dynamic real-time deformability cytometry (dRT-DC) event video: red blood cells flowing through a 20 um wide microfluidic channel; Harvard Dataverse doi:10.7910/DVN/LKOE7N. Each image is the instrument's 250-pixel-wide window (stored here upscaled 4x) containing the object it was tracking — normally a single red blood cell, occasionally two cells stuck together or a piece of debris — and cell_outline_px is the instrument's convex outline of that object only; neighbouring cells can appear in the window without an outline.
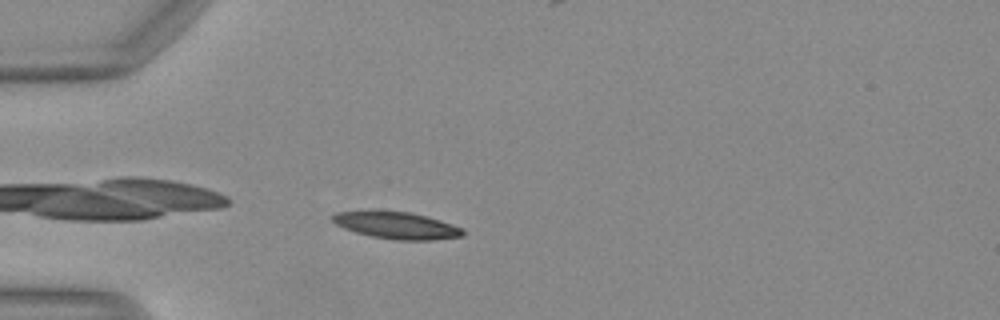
{"species": "Egyptian fruit bat (a non-hibernating species)", "species_latin": "Rousettus aegyptiacus", "temperature_condition": "warm", "stored_images_in_passage": 38, "camera_frame_rate_fps": 3000, "um_per_image_px": 0.085, "animal": {"sex": "female"}, "frame": {"image": 1, "passage_image": 2, "time_ms": 0.333, "image_size_px": [1000, 320], "cell_outline_px": [[464, 236], [432, 240], [396, 240], [372, 236], [356, 232], [344, 228], [336, 224], [332, 220], [332, 216], [336, 212], [412, 212], [428, 216], [464, 228]], "centroid_in_image_um": [33.79, 19.18], "position_along_channel_um": 51.2, "area_um2": 20.11}}
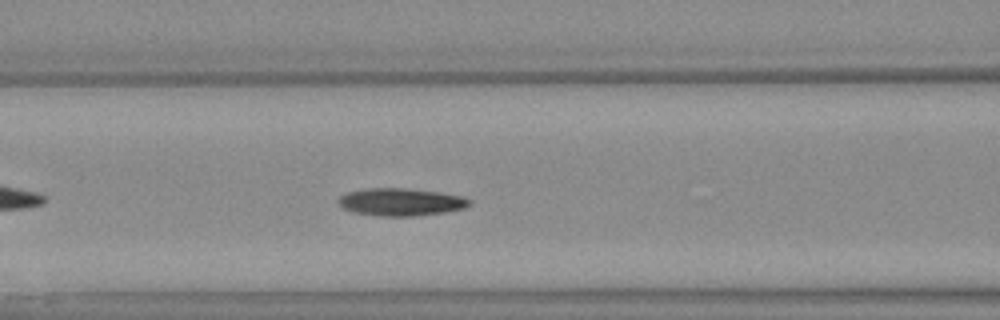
{"frame": {"image": 2, "passage_image": 9, "time_ms": 2.667, "image_size_px": [1000, 320], "cell_outline_px": [[472, 204], [464, 208], [444, 212], [412, 216], [380, 216], [356, 212], [344, 208], [336, 200], [340, 196], [348, 192], [364, 188], [404, 188], [440, 192], [464, 196], [472, 200]], "centroid_in_image_um": [34.11, 17.16], "position_along_channel_um": 132.5, "area_um2": 21.04}}
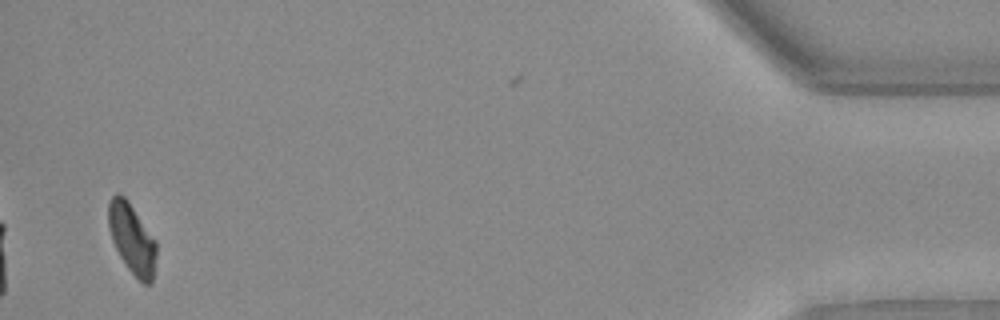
{"frame": {"image": 3, "passage_image": 36, "time_ms": 11.667, "image_size_px": [1000, 320], "cell_outline_px": [[156, 256], [152, 284], [144, 284], [128, 268], [120, 256], [112, 240], [108, 228], [108, 204], [112, 196], [116, 192], [120, 192], [128, 200], [156, 240]], "centroid_in_image_um": [11.21, 20.25], "position_along_channel_um": 424.0, "area_um2": 19.59}, "authors_computed_cell_mechanics": {"area_um2": 20.6924, "velocity_mm_per_s": 4.116, "shape_relaxation_time_tau1_ms": 4.0796, "shape_relaxation_time_tau2_ms": 4.8174, "deformation_change_tau1": 0.1637, "deformation_change_tau2": 0.0746}}